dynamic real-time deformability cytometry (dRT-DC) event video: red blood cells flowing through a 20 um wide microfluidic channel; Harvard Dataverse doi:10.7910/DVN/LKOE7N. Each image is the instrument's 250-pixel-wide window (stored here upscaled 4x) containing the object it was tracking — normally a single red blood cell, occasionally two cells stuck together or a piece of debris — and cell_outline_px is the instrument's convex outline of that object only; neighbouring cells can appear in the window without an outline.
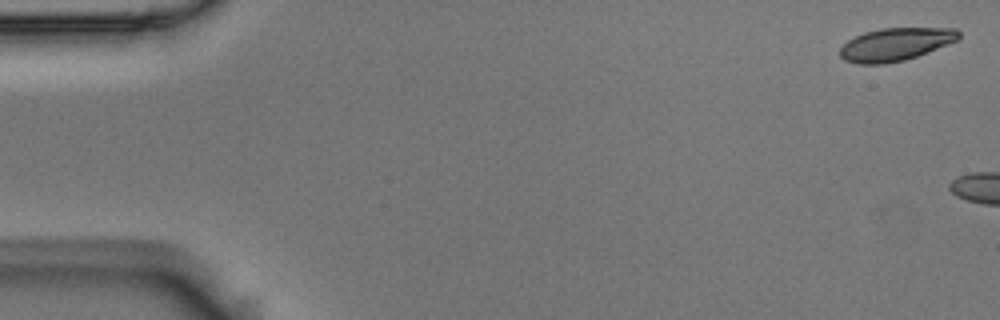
{"species": "Egyptian fruit bat (a non-hibernating species)", "species_latin": "Rousettus aegyptiacus", "temperature_condition": "room temperature", "stored_images_in_passage": 3, "camera_frame_rate_fps": 3000, "um_per_image_px": 0.085, "animal": {"sex": "male"}, "frame": {"image": 1, "passage_image": 1, "time_ms": 0.0, "image_size_px": [1000, 320], "cell_outline_px": [[960, 36], [956, 40], [948, 44], [916, 56], [904, 60], [884, 64], [856, 64], [844, 60], [840, 56], [840, 48], [848, 40], [864, 32], [880, 28], [956, 28], [960, 32]], "centroid_in_image_um": [76.09, 3.77], "position_along_channel_um": 8.9, "area_um2": 22.66}}